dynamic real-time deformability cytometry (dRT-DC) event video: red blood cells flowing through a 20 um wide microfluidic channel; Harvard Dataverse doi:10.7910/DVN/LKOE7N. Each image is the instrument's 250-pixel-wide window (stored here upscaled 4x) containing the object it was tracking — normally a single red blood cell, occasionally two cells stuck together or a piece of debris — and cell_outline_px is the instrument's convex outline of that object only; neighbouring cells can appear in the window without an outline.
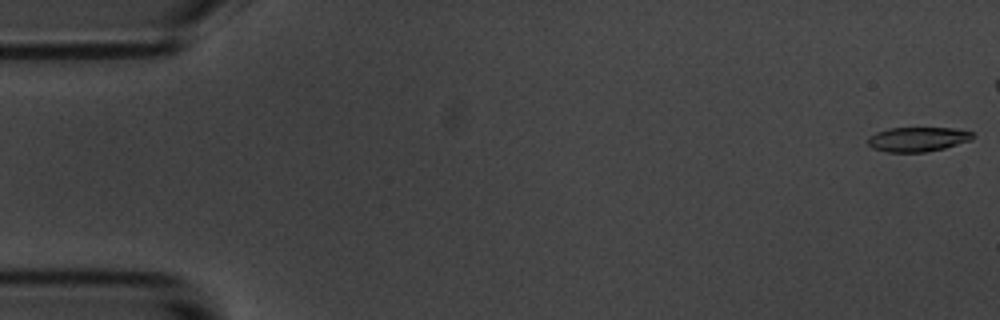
{"species": "common noctule bat (a hibernating species)", "species_latin": "Nyctalus noctula", "temperature_condition": "room temperature", "stored_images_in_passage": 8, "camera_frame_rate_fps": 3000, "um_per_image_px": 0.085, "animal": {"sex": "male", "body_mass_g": 20.1, "forearm_length_mm": 53.5}, "frame": {"image": 1, "passage_image": 1, "time_ms": 0.0, "image_size_px": [1000, 320], "cell_outline_px": [[976, 136], [972, 140], [944, 148], [924, 152], [888, 152], [872, 148], [868, 144], [868, 136], [876, 132], [888, 128], [952, 128], [972, 132]], "centroid_in_image_um": [78.0, 11.83], "position_along_channel_um": 7.0, "area_um2": 15.03}}